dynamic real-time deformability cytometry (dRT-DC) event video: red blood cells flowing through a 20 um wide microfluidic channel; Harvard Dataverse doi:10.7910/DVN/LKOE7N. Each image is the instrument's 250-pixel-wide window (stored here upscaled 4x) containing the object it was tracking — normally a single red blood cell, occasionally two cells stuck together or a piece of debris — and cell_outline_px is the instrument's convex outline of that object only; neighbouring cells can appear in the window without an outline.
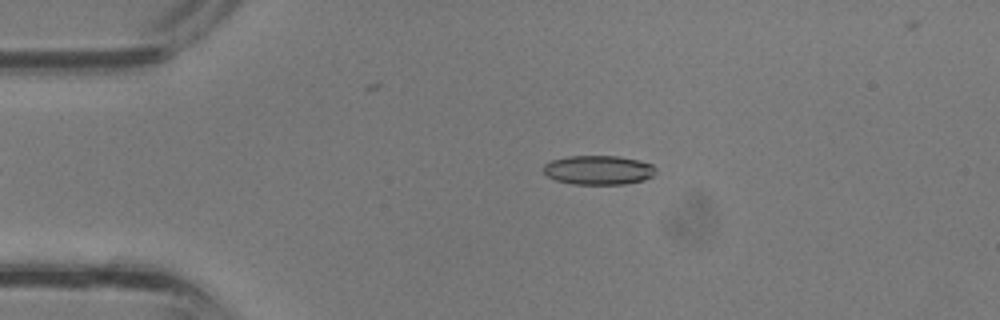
{"species": "common noctule bat (a hibernating species)", "species_latin": "Nyctalus noctula", "temperature_condition": "room temperature", "stored_images_in_passage": 36, "camera_frame_rate_fps": 3000, "um_per_image_px": 0.085, "animal": {"sex": "male", "body_mass_g": 13.3}, "frame": {"image": 1, "passage_image": 7, "time_ms": 2.0, "image_size_px": [1000, 320], "cell_outline_px": [[656, 172], [652, 176], [644, 180], [624, 184], [572, 184], [556, 180], [548, 176], [544, 172], [544, 164], [552, 160], [568, 156], [620, 156], [640, 160], [652, 164], [656, 168]], "centroid_in_image_um": [50.9, 14.45], "position_along_channel_um": 34.1, "area_um2": 19.19}}
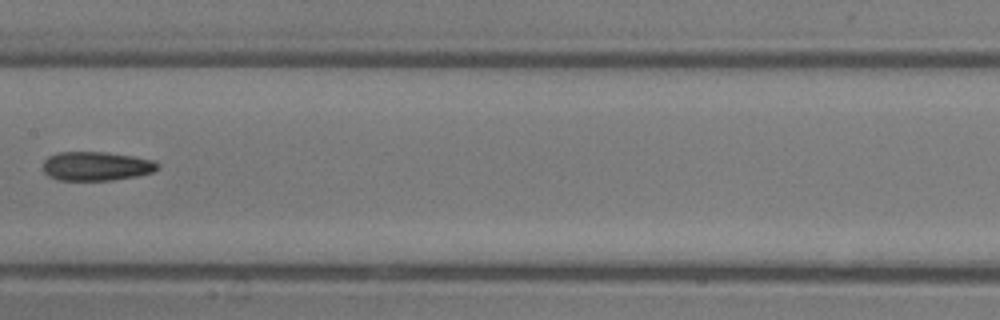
{"frame": {"image": 2, "passage_image": 18, "time_ms": 5.667, "image_size_px": [1000, 320], "cell_outline_px": [[160, 168], [152, 172], [136, 176], [112, 180], [60, 180], [48, 176], [40, 168], [44, 160], [48, 156], [56, 152], [108, 152], [132, 156], [152, 160], [160, 164]], "centroid_in_image_um": [8.15, 14.12], "position_along_channel_um": 199.3, "area_um2": 19.59}}
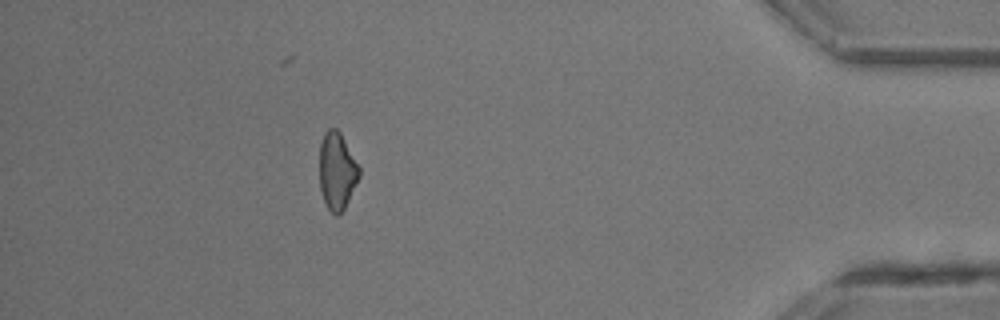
{"frame": {"image": 3, "passage_image": 32, "time_ms": 10.333, "image_size_px": [1000, 320], "cell_outline_px": [[360, 176], [340, 216], [336, 216], [328, 208], [324, 200], [320, 188], [320, 144], [324, 132], [328, 128], [336, 128], [340, 132], [360, 168]], "centroid_in_image_um": [28.64, 14.53], "position_along_channel_um": 406.6, "area_um2": 17.74}}